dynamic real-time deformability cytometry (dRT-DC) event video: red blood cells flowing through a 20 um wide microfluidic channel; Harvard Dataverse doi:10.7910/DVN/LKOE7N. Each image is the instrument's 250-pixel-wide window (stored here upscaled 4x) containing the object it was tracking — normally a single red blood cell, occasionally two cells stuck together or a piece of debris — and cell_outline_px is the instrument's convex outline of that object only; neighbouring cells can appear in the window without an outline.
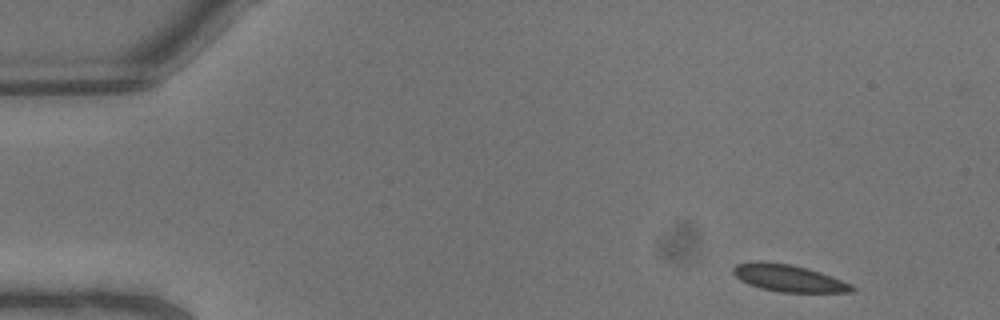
{"species": "common noctule bat (a hibernating species)", "species_latin": "Nyctalus noctula", "temperature_condition": "warm", "stored_images_in_passage": 8, "camera_frame_rate_fps": 3000, "um_per_image_px": 0.085, "animal": {"sex": "male", "body_mass_g": 13.3}, "frame": {"image": 1, "passage_image": 1, "time_ms": 0.0, "image_size_px": [1000, 320], "cell_outline_px": [[856, 288], [852, 292], [780, 292], [760, 288], [748, 284], [740, 280], [732, 272], [732, 268], [736, 264], [760, 260], [788, 264], [820, 272], [852, 284]], "centroid_in_image_um": [67.0, 23.64], "position_along_channel_um": 18.0, "area_um2": 18.61}}
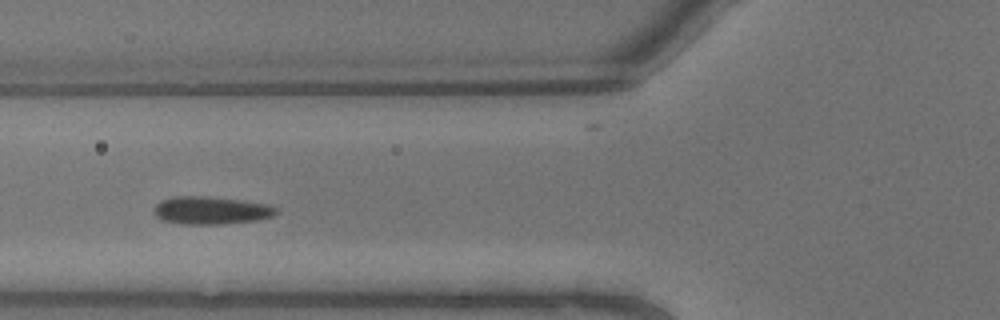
{"frame": {"image": 2, "passage_image": 7, "time_ms": 2.0, "image_size_px": [1000, 320], "cell_outline_px": [[280, 212], [272, 216], [256, 220], [220, 224], [180, 224], [164, 220], [156, 216], [152, 212], [156, 204], [160, 200], [172, 196], [208, 196], [244, 200], [268, 204], [276, 208]], "centroid_in_image_um": [17.92, 17.87], "position_along_channel_um": 107.9, "area_um2": 20.0}}
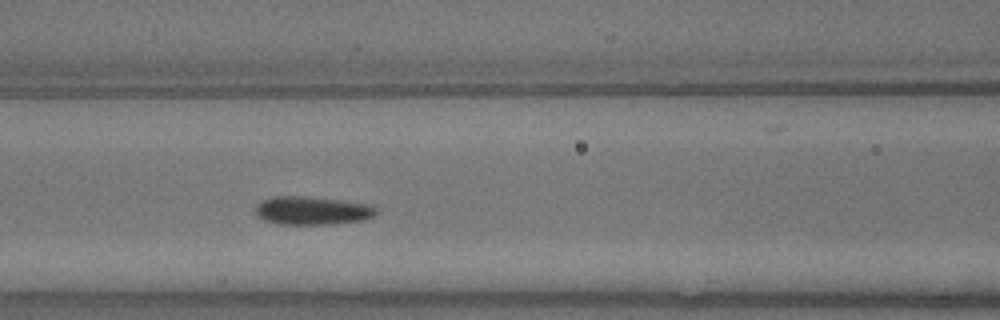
{"frame": {"image": 3, "passage_image": 8, "time_ms": 2.333, "image_size_px": [1000, 320], "cell_outline_px": [[376, 212], [372, 216], [360, 220], [332, 224], [280, 224], [264, 220], [256, 216], [256, 204], [260, 200], [272, 196], [304, 196], [340, 200], [364, 204], [376, 208]], "centroid_in_image_um": [26.43, 17.89], "position_along_channel_um": 140.2, "area_um2": 19.71}}